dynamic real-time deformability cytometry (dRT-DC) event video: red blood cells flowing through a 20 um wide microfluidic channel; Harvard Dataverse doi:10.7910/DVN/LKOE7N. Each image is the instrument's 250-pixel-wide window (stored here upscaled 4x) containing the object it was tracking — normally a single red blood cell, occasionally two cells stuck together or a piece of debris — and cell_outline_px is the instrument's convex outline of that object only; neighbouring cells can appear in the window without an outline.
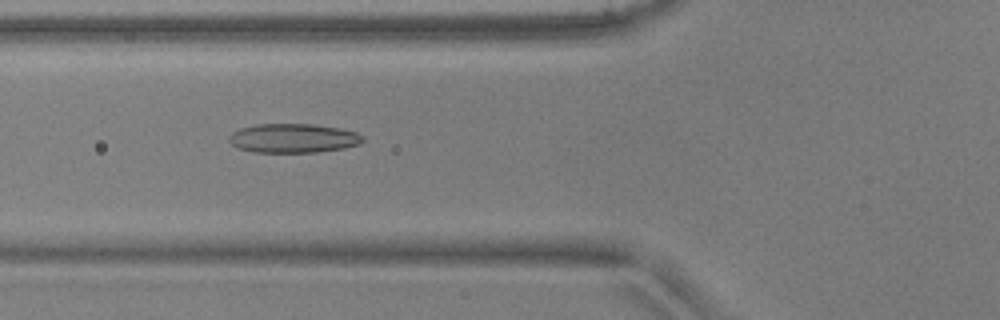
{"species": "common noctule bat (a hibernating species)", "species_latin": "Nyctalus noctula", "temperature_condition": "warm", "stored_images_in_passage": 52, "camera_frame_rate_fps": 3000, "um_per_image_px": 0.085, "animal": {"sex": "male", "body_mass_g": 17.9, "forearm_length_mm": 54.2}, "frame": {"image": 1, "passage_image": 20, "time_ms": 6.333, "image_size_px": [1000, 320], "cell_outline_px": [[364, 140], [360, 144], [344, 148], [316, 152], [252, 152], [240, 148], [232, 144], [228, 140], [228, 136], [232, 132], [240, 128], [256, 124], [312, 124], [340, 128], [356, 132], [364, 136]], "centroid_in_image_um": [24.93, 11.74], "position_along_channel_um": 100.9, "area_um2": 22.77}}
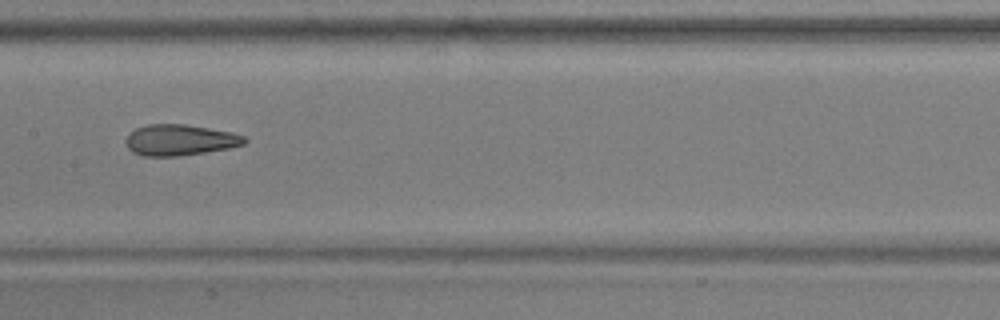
{"frame": {"image": 2, "passage_image": 27, "time_ms": 8.667, "image_size_px": [1000, 320], "cell_outline_px": [[248, 140], [244, 144], [228, 148], [204, 152], [176, 156], [144, 156], [132, 152], [128, 148], [124, 140], [136, 128], [148, 124], [184, 124], [232, 132], [244, 136]], "centroid_in_image_um": [15.28, 11.9], "position_along_channel_um": 192.1, "area_um2": 21.27}}
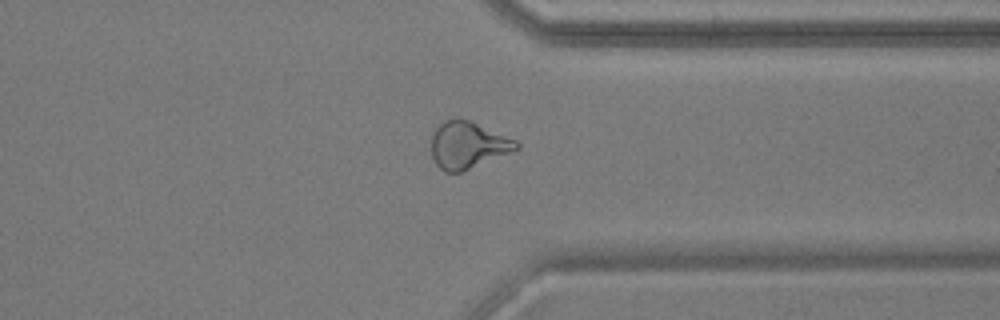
{"frame": {"image": 3, "passage_image": 41, "time_ms": 13.333, "image_size_px": [1000, 320], "cell_outline_px": [[520, 148], [464, 172], [444, 172], [436, 164], [432, 156], [432, 132], [444, 120], [456, 116], [468, 120], [516, 140], [520, 144]], "centroid_in_image_um": [39.75, 12.33], "position_along_channel_um": 371.7, "area_um2": 23.35}, "authors_computed_cell_mechanics": {"area_um2": 23.0333, "velocity_mm_per_s": 3.8927, "shape_relaxation_time_tau1_ms": null, "shape_relaxation_time_tau2_ms": 1.7931, "deformation_change_tau1": null, "deformation_change_tau2": 0.1052}}